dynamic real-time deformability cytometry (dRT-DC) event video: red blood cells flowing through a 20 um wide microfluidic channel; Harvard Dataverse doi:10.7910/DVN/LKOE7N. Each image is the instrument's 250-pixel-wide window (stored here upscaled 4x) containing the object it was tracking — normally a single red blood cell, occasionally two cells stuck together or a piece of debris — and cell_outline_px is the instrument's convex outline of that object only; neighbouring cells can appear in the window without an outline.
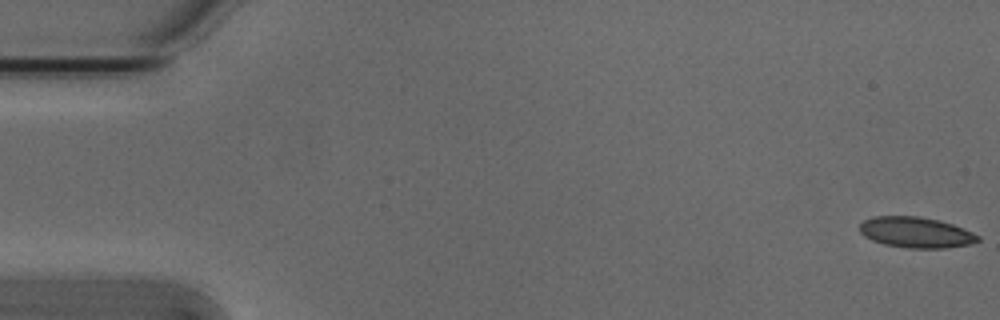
{"species": "Egyptian fruit bat (a non-hibernating species)", "species_latin": "Rousettus aegyptiacus", "temperature_condition": "cold", "stored_images_in_passage": 16, "camera_frame_rate_fps": 3000, "um_per_image_px": 0.085, "animal": {"sex": "male"}, "frame": {"image": 1, "passage_image": 1, "time_ms": 0.0, "image_size_px": [1000, 320], "cell_outline_px": [[980, 240], [968, 244], [944, 248], [908, 248], [884, 244], [872, 240], [864, 236], [860, 232], [860, 224], [864, 220], [872, 216], [916, 216], [940, 220], [952, 224], [972, 232], [980, 236]], "centroid_in_image_um": [77.83, 19.75], "position_along_channel_um": 7.2, "area_um2": 21.1}}